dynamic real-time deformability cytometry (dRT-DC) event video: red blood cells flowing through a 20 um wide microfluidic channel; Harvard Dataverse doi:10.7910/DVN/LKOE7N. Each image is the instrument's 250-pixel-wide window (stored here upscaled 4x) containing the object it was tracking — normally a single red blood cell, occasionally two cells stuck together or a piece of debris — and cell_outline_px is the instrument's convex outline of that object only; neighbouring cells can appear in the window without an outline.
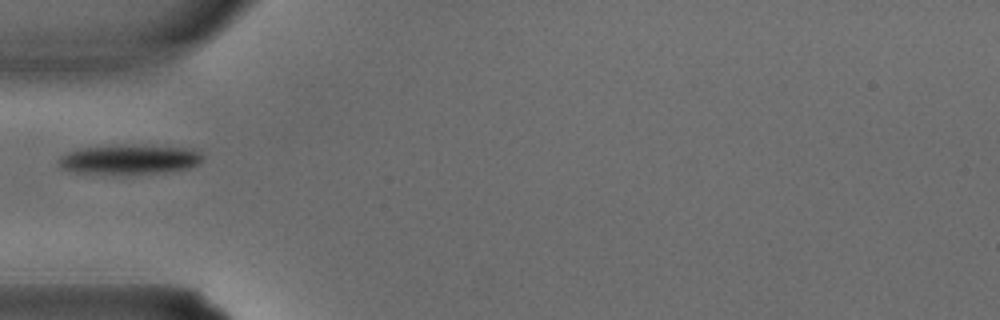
{"species": "common noctule bat (a hibernating species)", "species_latin": "Nyctalus noctula", "temperature_condition": "warm", "stored_images_in_passage": 4, "camera_frame_rate_fps": 3000, "um_per_image_px": 0.085, "animal": {"sex": "male", "body_mass_g": 15.6}, "frame": {"image": 1, "passage_image": 4, "time_ms": 1.0, "image_size_px": [1000, 320], "cell_outline_px": [[204, 160], [200, 164], [188, 168], [168, 172], [124, 176], [68, 172], [60, 168], [56, 164], [56, 160], [60, 156], [68, 152], [84, 148], [192, 148], [200, 152], [204, 156]], "centroid_in_image_um": [10.96, 13.66], "position_along_channel_um": 74.0, "area_um2": 24.57}}